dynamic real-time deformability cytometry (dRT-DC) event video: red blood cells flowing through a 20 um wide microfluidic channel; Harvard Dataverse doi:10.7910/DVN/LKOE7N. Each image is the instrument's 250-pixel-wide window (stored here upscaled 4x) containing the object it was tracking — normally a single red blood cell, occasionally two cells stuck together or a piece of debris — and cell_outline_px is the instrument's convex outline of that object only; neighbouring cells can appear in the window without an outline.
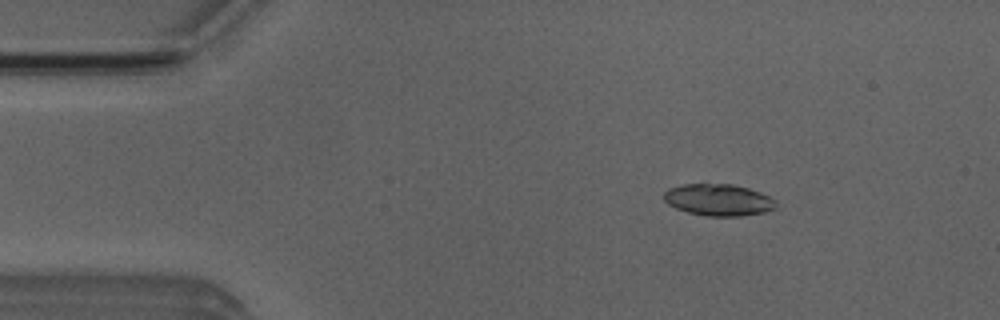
{"species": "Egyptian fruit bat (a non-hibernating species)", "species_latin": "Rousettus aegyptiacus", "temperature_condition": "room temperature", "stored_images_in_passage": 45, "camera_frame_rate_fps": 3000, "um_per_image_px": 0.085, "animal": {"sex": "male"}, "frame": {"image": 1, "passage_image": 1, "time_ms": 0.0, "image_size_px": [1000, 320], "cell_outline_px": [[776, 208], [764, 212], [740, 216], [708, 216], [688, 212], [676, 208], [668, 204], [664, 200], [664, 192], [668, 188], [684, 184], [732, 184], [748, 188], [760, 192], [768, 196], [776, 204]], "centroid_in_image_um": [61.04, 16.99], "position_along_channel_um": 24.0, "area_um2": 20.58}}
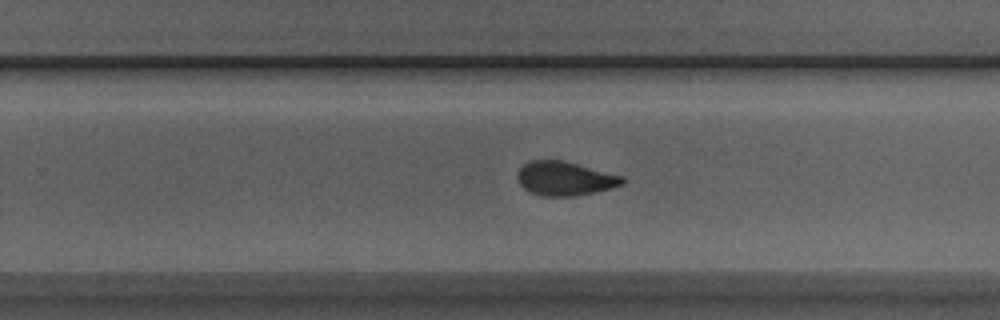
{"frame": {"image": 2, "passage_image": 26, "time_ms": 8.333, "image_size_px": [1000, 320], "cell_outline_px": [[624, 184], [612, 188], [580, 196], [540, 196], [524, 188], [520, 184], [516, 176], [516, 172], [528, 160], [564, 160], [624, 176]], "centroid_in_image_um": [48.02, 15.17], "position_along_channel_um": 281.8, "area_um2": 21.1}}
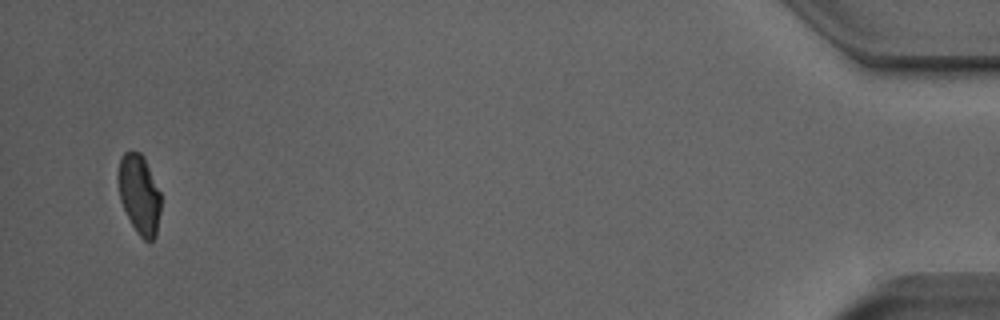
{"frame": {"image": 3, "passage_image": 44, "time_ms": 14.333, "image_size_px": [1000, 320], "cell_outline_px": [[160, 212], [156, 236], [152, 240], [144, 240], [136, 232], [120, 200], [116, 176], [120, 156], [124, 152], [140, 152], [144, 156], [160, 192]], "centroid_in_image_um": [11.82, 16.48], "position_along_channel_um": 423.4, "area_um2": 19.88}, "authors_computed_cell_mechanics": {"area_um2": 21.1548, "velocity_mm_per_s": 3.8746, "shape_relaxation_time_tau1_ms": 5.0002, "shape_relaxation_time_tau2_ms": 1.8996, "deformation_change_tau1": 0.1141, "deformation_change_tau2": 0.0692}}